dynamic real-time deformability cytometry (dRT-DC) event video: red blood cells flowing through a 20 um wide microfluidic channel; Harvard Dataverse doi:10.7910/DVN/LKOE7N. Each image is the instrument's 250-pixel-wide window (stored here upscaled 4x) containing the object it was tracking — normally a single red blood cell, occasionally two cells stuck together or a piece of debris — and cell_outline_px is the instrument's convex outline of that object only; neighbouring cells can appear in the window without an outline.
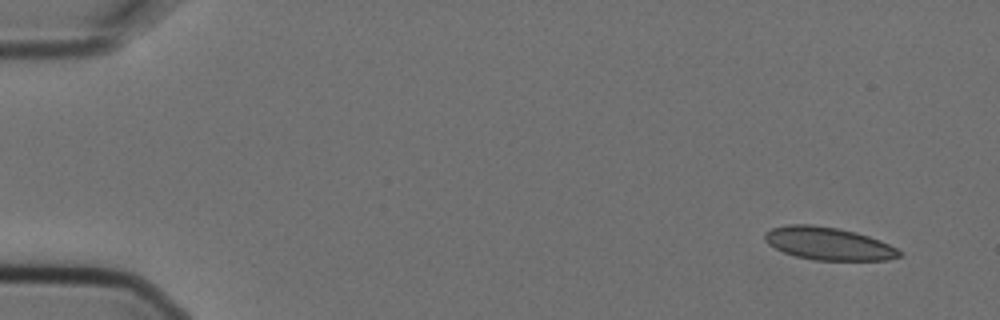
{"species": "Egyptian fruit bat (a non-hibernating species)", "species_latin": "Rousettus aegyptiacus", "temperature_condition": "cold", "stored_images_in_passage": 6, "camera_frame_rate_fps": 3000, "um_per_image_px": 0.085, "animal": {"sex": "female"}, "frame": {"image": 1, "passage_image": 1, "time_ms": 0.0, "image_size_px": [1000, 320], "cell_outline_px": [[904, 256], [888, 260], [812, 260], [796, 256], [784, 252], [768, 244], [764, 240], [764, 232], [772, 228], [788, 224], [812, 224], [836, 228], [856, 232], [880, 240], [904, 252]], "centroid_in_image_um": [70.43, 20.71], "position_along_channel_um": 14.6, "area_um2": 25.84}}
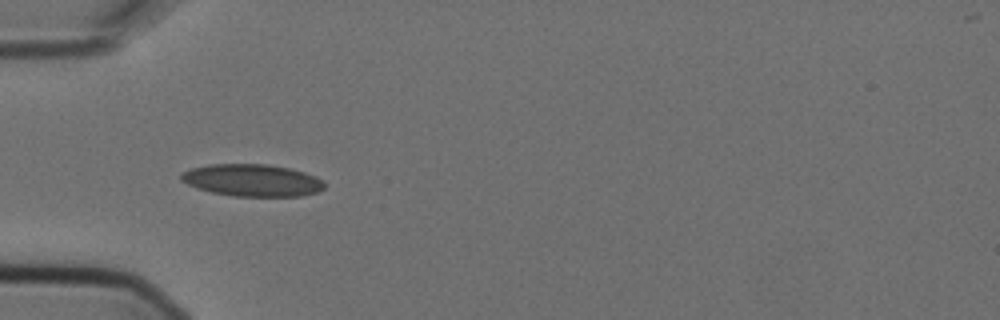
{"frame": {"image": 2, "passage_image": 5, "time_ms": 1.333, "image_size_px": [1000, 320], "cell_outline_px": [[324, 188], [316, 192], [300, 196], [232, 196], [212, 192], [196, 188], [180, 180], [180, 176], [184, 172], [192, 168], [208, 164], [268, 164], [288, 168], [304, 172], [316, 176], [324, 184]], "centroid_in_image_um": [21.41, 15.32], "position_along_channel_um": 63.6, "area_um2": 26.7}}
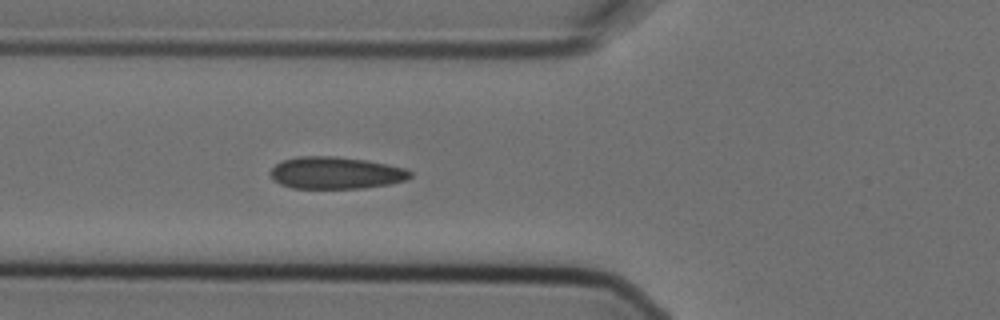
{"frame": {"image": 3, "passage_image": 6, "time_ms": 1.667, "image_size_px": [1000, 320], "cell_outline_px": [[412, 176], [408, 180], [388, 184], [364, 188], [292, 188], [280, 184], [272, 180], [272, 168], [276, 164], [284, 160], [300, 156], [336, 156], [364, 160], [388, 164], [404, 168], [412, 172]], "centroid_in_image_um": [28.57, 14.7], "position_along_channel_um": 97.2, "area_um2": 26.07}}